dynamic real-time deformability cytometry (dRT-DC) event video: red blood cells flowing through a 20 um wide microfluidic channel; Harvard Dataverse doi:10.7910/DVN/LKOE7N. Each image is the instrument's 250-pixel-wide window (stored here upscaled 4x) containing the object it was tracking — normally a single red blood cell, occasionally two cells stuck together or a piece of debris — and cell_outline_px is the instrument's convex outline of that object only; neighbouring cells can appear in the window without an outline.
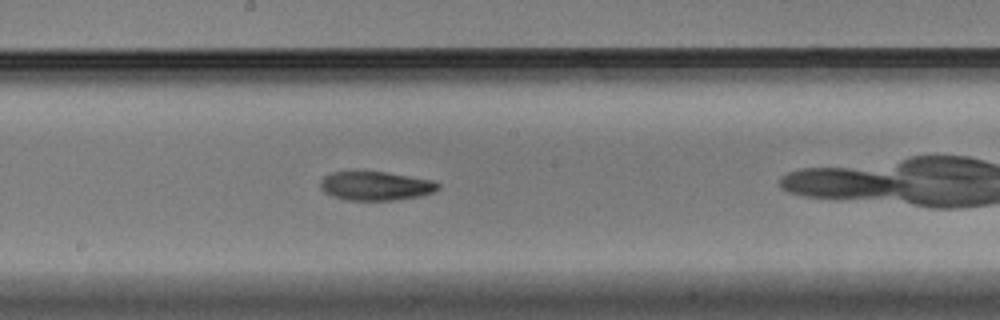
{"species": "Egyptian fruit bat (a non-hibernating species)", "species_latin": "Rousettus aegyptiacus", "temperature_condition": "warm", "stored_images_in_passage": 32, "camera_frame_rate_fps": 3000, "um_per_image_px": 0.085, "animal": {"sex": "male"}, "frame": {"image": 1, "passage_image": 10, "time_ms": 3.0, "image_size_px": [1000, 320], "cell_outline_px": [[440, 188], [432, 192], [420, 196], [392, 200], [348, 200], [332, 196], [324, 192], [320, 188], [320, 180], [324, 176], [332, 172], [384, 172], [432, 180], [440, 184]], "centroid_in_image_um": [31.91, 15.81], "position_along_channel_um": 216.3, "area_um2": 19.65}}